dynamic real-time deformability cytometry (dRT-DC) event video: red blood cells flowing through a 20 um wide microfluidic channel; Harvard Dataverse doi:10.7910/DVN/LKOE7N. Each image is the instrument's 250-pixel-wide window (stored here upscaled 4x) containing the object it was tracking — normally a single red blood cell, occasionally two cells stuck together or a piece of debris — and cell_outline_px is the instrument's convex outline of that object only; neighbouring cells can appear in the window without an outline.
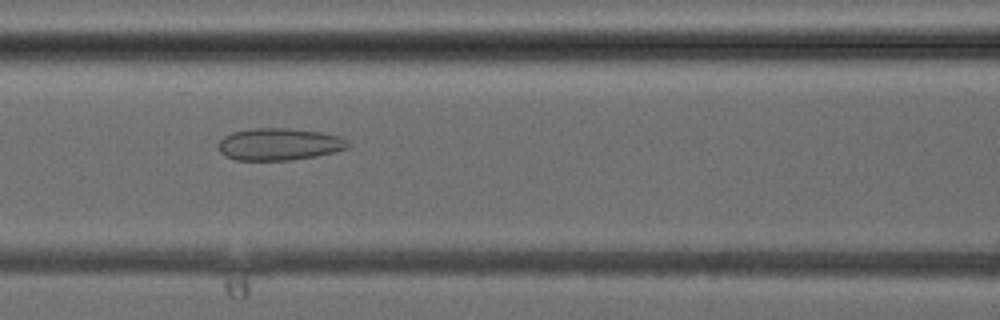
{"species": "common noctule bat (a hibernating species)", "species_latin": "Nyctalus noctula", "temperature_condition": "cold", "stored_images_in_passage": 27, "camera_frame_rate_fps": 3000, "um_per_image_px": 0.085, "animal": {"sex": "female", "body_mass_g": 24.6, "forearm_length_mm": 56.2}, "frame": {"image": 1, "passage_image": 7, "time_ms": 2.0, "image_size_px": [1000, 320], "cell_outline_px": [[352, 144], [348, 148], [316, 156], [288, 160], [236, 160], [224, 156], [220, 152], [220, 140], [224, 136], [232, 132], [256, 128], [288, 128], [320, 132], [340, 136], [348, 140]], "centroid_in_image_um": [23.76, 12.26], "position_along_channel_um": 142.8, "area_um2": 24.22}}
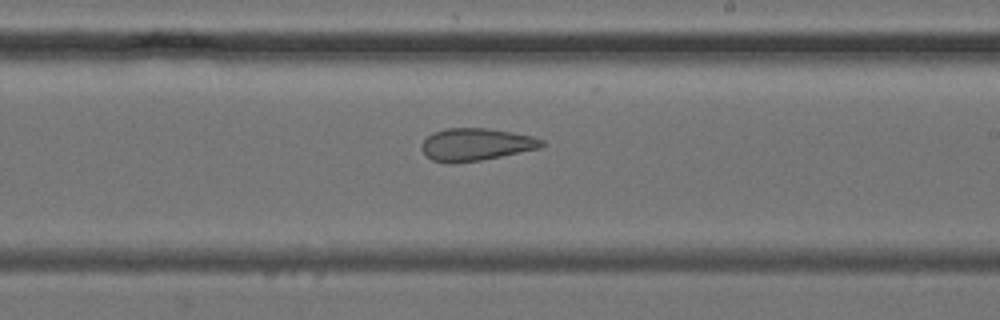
{"frame": {"image": 2, "passage_image": 13, "time_ms": 4.0, "image_size_px": [1000, 320], "cell_outline_px": [[544, 144], [540, 148], [480, 160], [452, 164], [448, 164], [432, 160], [420, 148], [420, 144], [432, 132], [448, 128], [488, 128], [512, 132], [532, 136], [544, 140]], "centroid_in_image_um": [40.42, 12.28], "position_along_channel_um": 248.6, "area_um2": 22.72}}
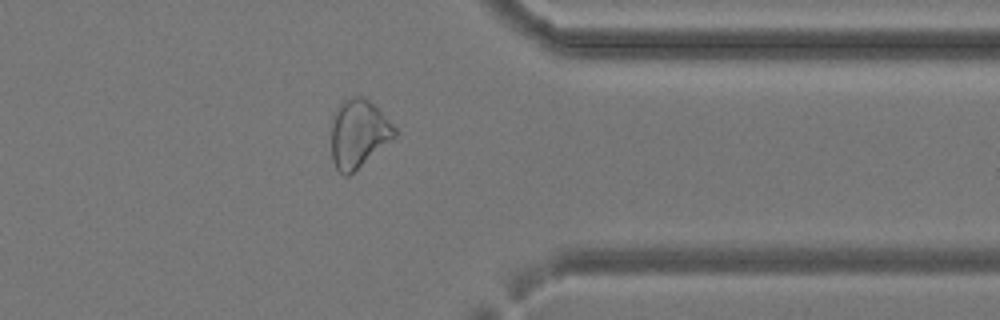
{"frame": {"image": 3, "passage_image": 21, "time_ms": 6.667, "image_size_px": [1000, 320], "cell_outline_px": [[400, 132], [396, 136], [348, 176], [344, 176], [336, 168], [332, 160], [332, 116], [340, 104], [344, 100], [352, 96], [364, 96]], "centroid_in_image_um": [30.46, 11.35], "position_along_channel_um": 380.9, "area_um2": 24.8}}